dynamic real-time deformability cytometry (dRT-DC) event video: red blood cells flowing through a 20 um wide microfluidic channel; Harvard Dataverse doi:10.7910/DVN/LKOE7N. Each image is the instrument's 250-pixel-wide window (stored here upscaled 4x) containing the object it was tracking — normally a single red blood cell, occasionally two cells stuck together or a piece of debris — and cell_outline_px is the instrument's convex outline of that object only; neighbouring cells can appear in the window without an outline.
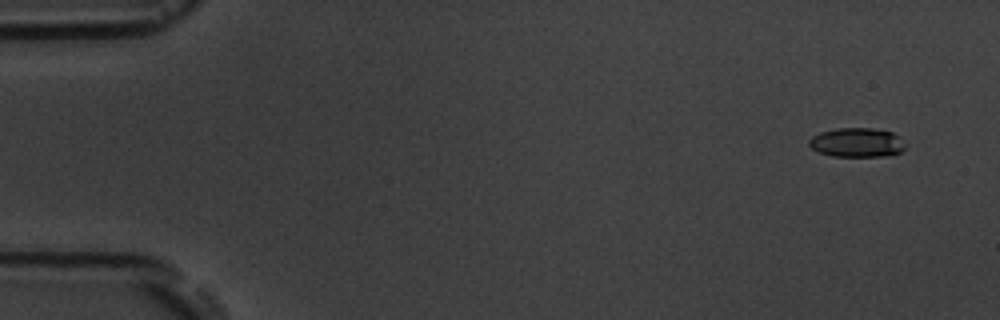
{"species": "common noctule bat (a hibernating species)", "species_latin": "Nyctalus noctula", "temperature_condition": "room temperature", "stored_images_in_passage": 5, "camera_frame_rate_fps": 3000, "um_per_image_px": 0.085, "animal": {"sex": "male", "body_mass_g": 19.5, "forearm_length_mm": 54.6}, "frame": {"image": 1, "passage_image": 1, "time_ms": 0.0, "image_size_px": [1000, 320], "cell_outline_px": [[904, 148], [900, 152], [884, 156], [832, 156], [820, 152], [812, 148], [808, 144], [808, 140], [812, 136], [820, 132], [836, 128], [872, 128], [892, 132], [900, 136]], "centroid_in_image_um": [72.81, 12.1], "position_along_channel_um": 12.2, "area_um2": 16.3}}
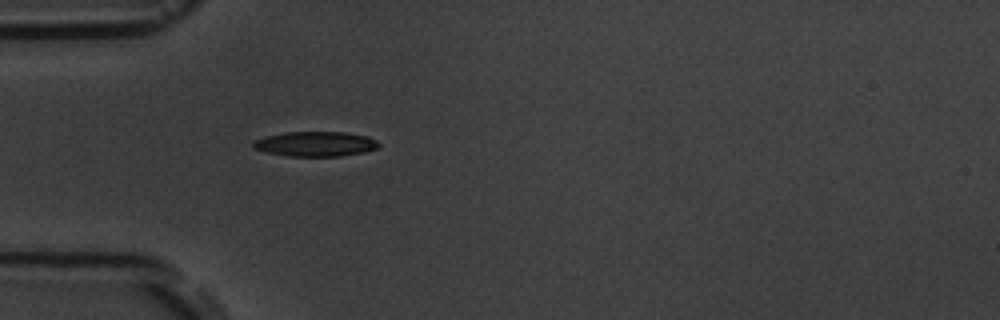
{"frame": {"image": 2, "passage_image": 5, "time_ms": 4.667, "image_size_px": [1000, 320], "cell_outline_px": [[380, 148], [364, 152], [340, 156], [288, 156], [268, 152], [252, 148], [252, 140], [264, 136], [284, 132], [344, 132], [368, 136], [376, 140], [380, 144]], "centroid_in_image_um": [26.81, 12.23], "position_along_channel_um": 58.2, "area_um2": 18.38}}